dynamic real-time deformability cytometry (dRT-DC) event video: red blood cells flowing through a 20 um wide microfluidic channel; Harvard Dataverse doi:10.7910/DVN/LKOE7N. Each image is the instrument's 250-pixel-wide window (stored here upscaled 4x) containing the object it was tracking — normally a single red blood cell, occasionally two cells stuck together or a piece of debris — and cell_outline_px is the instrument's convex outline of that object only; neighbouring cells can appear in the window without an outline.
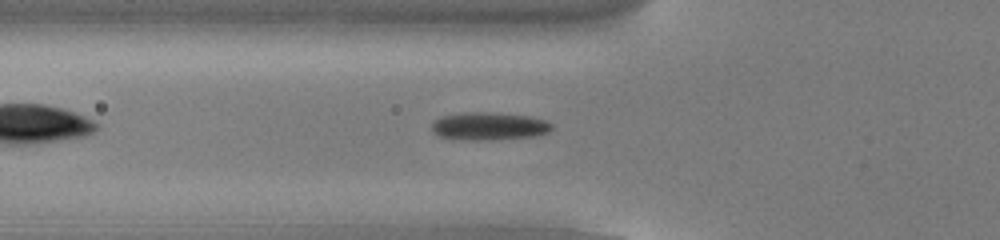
{"species": "common noctule bat (a hibernating species)", "species_latin": "Nyctalus noctula", "temperature_condition": "cold", "stored_images_in_passage": 37, "camera_frame_rate_fps": 3000, "um_per_image_px": 0.085, "animal": {"sex": "male", "body_mass_g": 13.0, "forearm_length_mm": 53.1}, "frame": {"image": 1, "passage_image": 7, "time_ms": 2.0, "image_size_px": [1000, 240], "cell_outline_px": [[552, 128], [548, 132], [536, 136], [500, 140], [452, 140], [440, 136], [432, 132], [432, 124], [436, 120], [444, 116], [464, 112], [488, 112], [528, 116], [544, 120], [552, 124]], "centroid_in_image_um": [41.55, 10.75], "position_along_channel_um": 84.2, "area_um2": 19.65}}
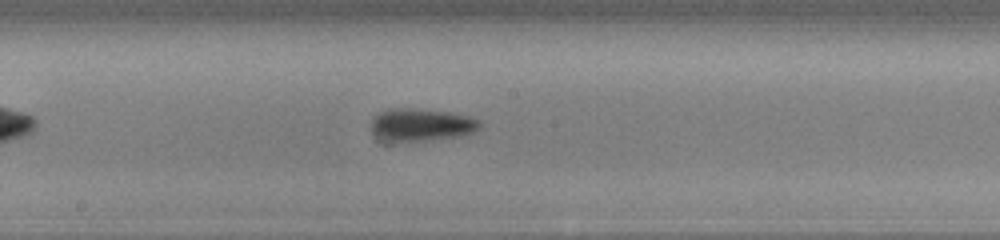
{"frame": {"image": 2, "passage_image": 17, "time_ms": 5.333, "image_size_px": [1000, 240], "cell_outline_px": [[484, 124], [480, 128], [472, 132], [460, 136], [392, 144], [384, 144], [372, 132], [372, 116], [388, 108], [408, 108], [452, 112], [468, 116], [480, 120]], "centroid_in_image_um": [35.75, 10.64], "position_along_channel_um": 212.5, "area_um2": 21.39}}
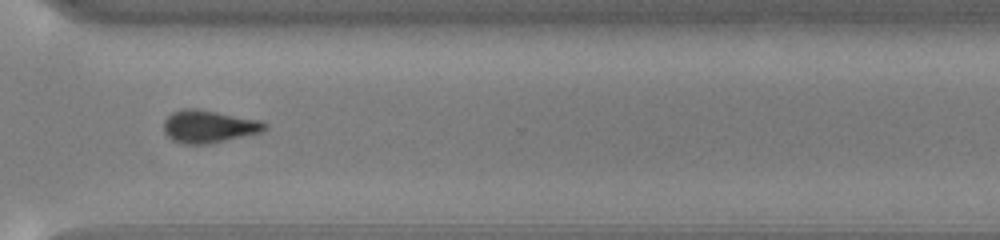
{"frame": {"image": 3, "passage_image": 28, "time_ms": 9.0, "image_size_px": [1000, 240], "cell_outline_px": [[268, 128], [260, 132], [208, 144], [184, 144], [172, 140], [164, 132], [164, 120], [172, 112], [184, 108], [196, 108], [260, 120], [268, 124]], "centroid_in_image_um": [17.73, 10.74], "position_along_channel_um": 352.9, "area_um2": 19.13}, "authors_computed_cell_mechanics": {"area_um2": 19.1318, "velocity_mm_per_s": 3.8361, "shape_relaxation_time_tau1_ms": 3.9995, "shape_relaxation_time_tau2_ms": null, "deformation_change_tau1": 0.109, "deformation_change_tau2": null}}